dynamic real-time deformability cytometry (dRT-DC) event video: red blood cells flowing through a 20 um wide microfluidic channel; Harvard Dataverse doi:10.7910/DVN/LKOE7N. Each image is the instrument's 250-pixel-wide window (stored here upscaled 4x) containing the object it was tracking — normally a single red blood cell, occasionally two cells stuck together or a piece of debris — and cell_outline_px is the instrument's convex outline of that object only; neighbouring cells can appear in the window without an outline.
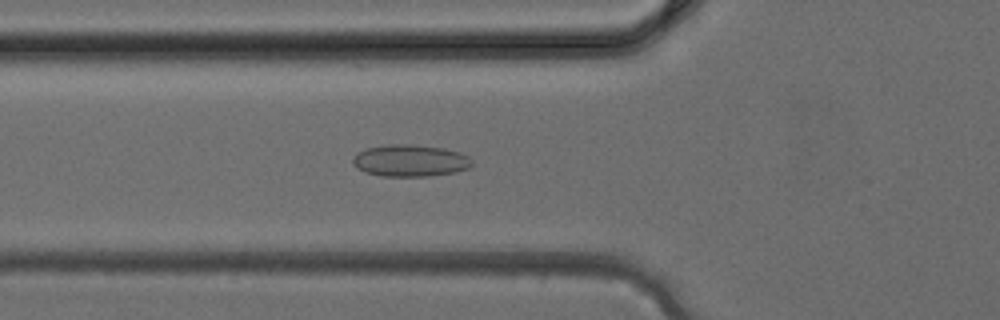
{"species": "common noctule bat (a hibernating species)", "species_latin": "Nyctalus noctula", "temperature_condition": "cold", "stored_images_in_passage": 29, "camera_frame_rate_fps": 3000, "um_per_image_px": 0.085, "animal": {"sex": "female", "body_mass_g": 24.6, "forearm_length_mm": 56.2}, "frame": {"image": 1, "passage_image": 5, "time_ms": 1.333, "image_size_px": [1000, 320], "cell_outline_px": [[472, 164], [468, 168], [456, 172], [428, 176], [380, 176], [364, 172], [356, 168], [352, 164], [352, 156], [356, 152], [364, 148], [388, 144], [412, 144], [444, 148], [460, 152], [468, 156], [472, 160]], "centroid_in_image_um": [34.81, 13.64], "position_along_channel_um": 91.0, "area_um2": 22.54}}
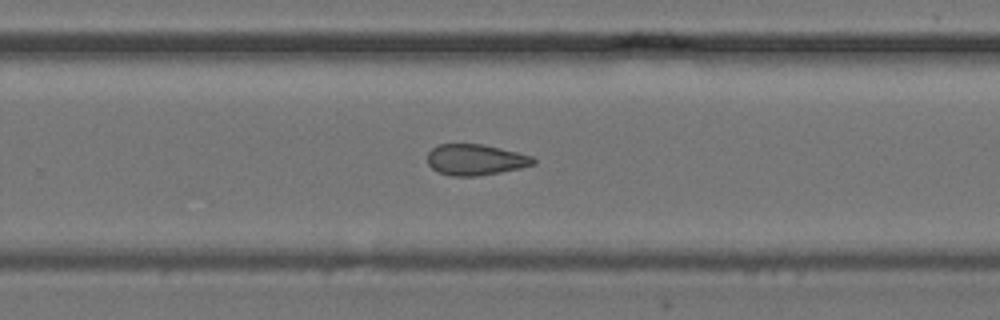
{"frame": {"image": 2, "passage_image": 16, "time_ms": 5.0, "image_size_px": [1000, 320], "cell_outline_px": [[536, 164], [520, 168], [500, 172], [476, 176], [448, 176], [432, 168], [428, 164], [428, 152], [436, 144], [484, 144], [532, 156], [536, 160]], "centroid_in_image_um": [40.41, 13.57], "position_along_channel_um": 289.4, "area_um2": 19.13}}
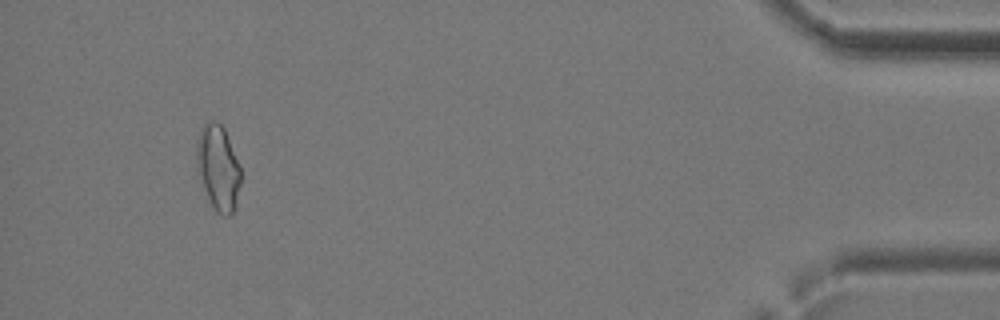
{"frame": {"image": 3, "passage_image": 27, "time_ms": 8.667, "image_size_px": [1000, 320], "cell_outline_px": [[240, 184], [236, 204], [232, 212], [228, 216], [224, 216], [216, 212], [212, 208], [196, 172], [196, 144], [200, 128], [204, 124], [212, 120], [216, 120], [224, 128], [240, 168]], "centroid_in_image_um": [18.5, 14.27], "position_along_channel_um": 416.7, "area_um2": 22.08}}